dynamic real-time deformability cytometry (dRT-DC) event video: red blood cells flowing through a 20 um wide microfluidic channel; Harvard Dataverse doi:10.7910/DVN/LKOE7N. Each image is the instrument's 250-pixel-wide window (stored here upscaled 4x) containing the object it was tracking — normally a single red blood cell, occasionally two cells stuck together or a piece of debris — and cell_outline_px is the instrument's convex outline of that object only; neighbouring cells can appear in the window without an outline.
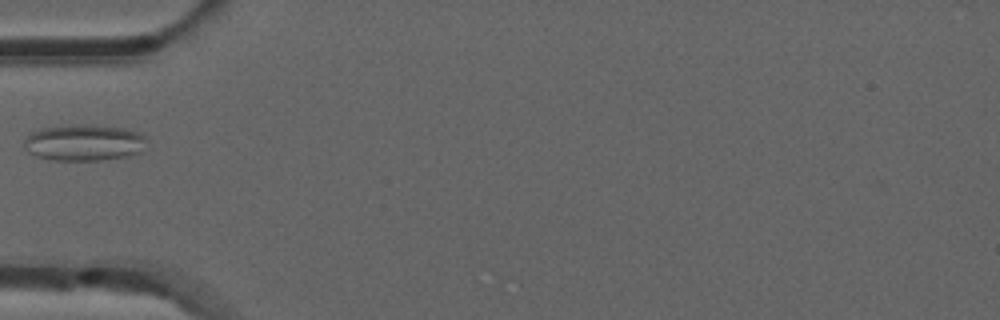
{"species": "common noctule bat (a hibernating species)", "species_latin": "Nyctalus noctula", "temperature_condition": "room temperature", "stored_images_in_passage": 3, "camera_frame_rate_fps": 3000, "um_per_image_px": 0.085, "animal": {"sex": "male", "forearm_length_mm": 52.5}, "frame": {"image": 1, "passage_image": 1, "time_ms": 0.0, "image_size_px": [1000, 320], "cell_outline_px": [[144, 140], [140, 152], [128, 156], [100, 160], [48, 160], [36, 156], [28, 152], [24, 148], [24, 140], [32, 132], [40, 128], [124, 128], [140, 132], [144, 136]], "centroid_in_image_um": [7.1, 12.19], "position_along_channel_um": 77.9, "area_um2": 24.62}}